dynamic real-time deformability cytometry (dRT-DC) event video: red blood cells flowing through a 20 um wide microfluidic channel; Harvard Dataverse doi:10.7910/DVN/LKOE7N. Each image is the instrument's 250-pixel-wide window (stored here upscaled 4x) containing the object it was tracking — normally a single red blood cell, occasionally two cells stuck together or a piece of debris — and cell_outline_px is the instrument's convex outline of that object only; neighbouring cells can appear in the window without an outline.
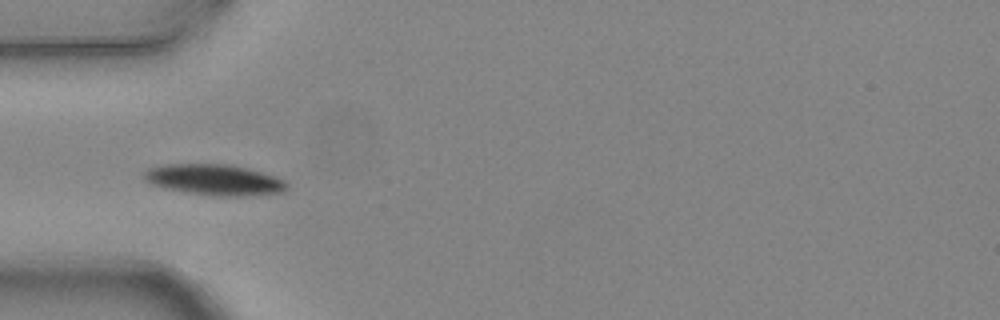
{"species": "common noctule bat (a hibernating species)", "species_latin": "Nyctalus noctula", "temperature_condition": "warm", "stored_images_in_passage": 5, "camera_frame_rate_fps": 3000, "um_per_image_px": 0.085, "animal": {"sex": "female", "body_mass_g": 24.6, "forearm_length_mm": 56.2}, "frame": {"image": 1, "passage_image": 5, "time_ms": 1.333, "image_size_px": [1000, 320], "cell_outline_px": [[288, 188], [284, 192], [244, 196], [216, 196], [188, 192], [164, 188], [148, 184], [144, 180], [144, 172], [148, 168], [164, 164], [228, 164], [248, 168], [284, 180], [288, 184]], "centroid_in_image_um": [18.19, 15.28], "position_along_channel_um": 66.8, "area_um2": 25.72}}